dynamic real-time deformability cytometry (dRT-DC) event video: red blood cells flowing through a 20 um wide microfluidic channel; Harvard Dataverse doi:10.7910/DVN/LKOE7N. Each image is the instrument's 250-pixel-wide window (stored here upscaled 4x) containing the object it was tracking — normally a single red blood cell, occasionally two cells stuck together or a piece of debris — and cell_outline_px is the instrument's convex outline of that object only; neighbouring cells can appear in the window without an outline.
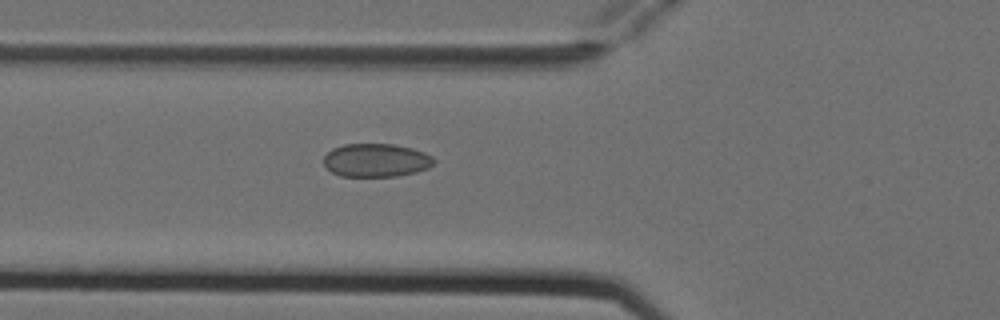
{"species": "Egyptian fruit bat (a non-hibernating species)", "species_latin": "Rousettus aegyptiacus", "temperature_condition": "cold", "stored_images_in_passage": 5, "camera_frame_rate_fps": 3000, "um_per_image_px": 0.085, "animal": {"sex": "female"}, "frame": {"image": 1, "passage_image": 5, "time_ms": 1.333, "image_size_px": [1000, 320], "cell_outline_px": [[436, 160], [428, 168], [416, 172], [396, 176], [340, 176], [332, 172], [324, 164], [324, 156], [332, 148], [344, 144], [392, 144], [412, 148], [424, 152], [432, 156]], "centroid_in_image_um": [31.97, 13.62], "position_along_channel_um": 93.8, "area_um2": 21.39}}